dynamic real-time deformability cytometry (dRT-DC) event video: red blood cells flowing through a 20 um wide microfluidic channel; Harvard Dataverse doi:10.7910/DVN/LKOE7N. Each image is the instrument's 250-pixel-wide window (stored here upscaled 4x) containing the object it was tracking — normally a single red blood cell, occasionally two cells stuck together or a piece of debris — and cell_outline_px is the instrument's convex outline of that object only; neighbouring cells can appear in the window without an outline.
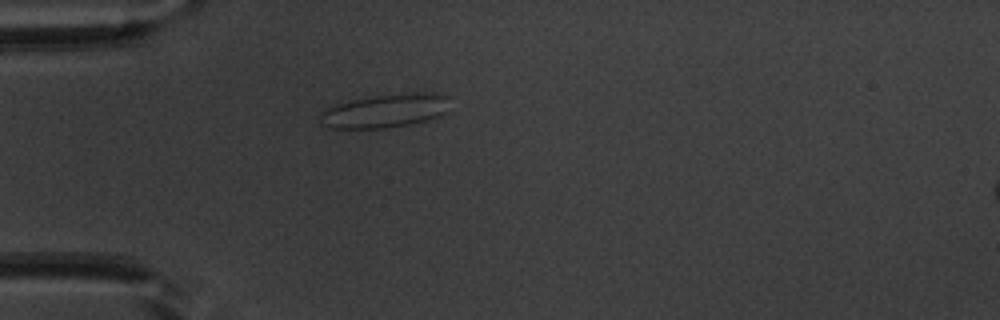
{"species": "common noctule bat (a hibernating species)", "species_latin": "Nyctalus noctula", "temperature_condition": "warm", "stored_images_in_passage": 12, "camera_frame_rate_fps": 3000, "um_per_image_px": 0.085, "animal": {"sex": "male", "body_mass_g": 20.1, "forearm_length_mm": 53.5}, "frame": {"image": 1, "passage_image": 1, "time_ms": 0.0, "image_size_px": [1000, 320], "cell_outline_px": [[448, 96], [444, 112], [440, 116], [408, 124], [384, 128], [328, 128], [320, 124], [320, 112], [336, 104], [352, 100], [376, 96], [412, 92], [432, 92]], "centroid_in_image_um": [32.69, 9.42], "position_along_channel_um": 52.3, "area_um2": 25.09}}
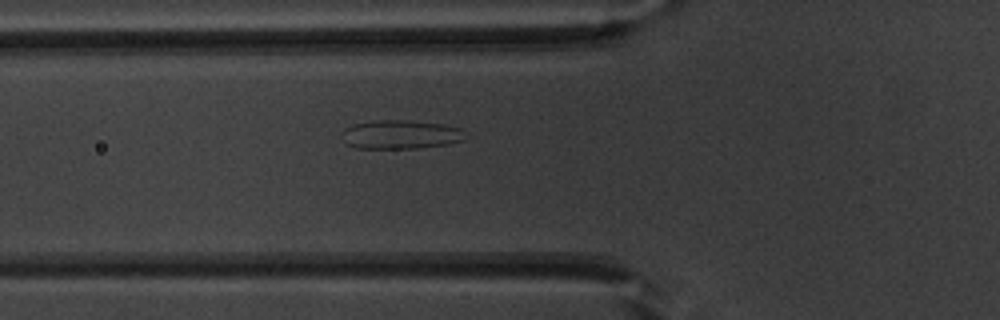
{"frame": {"image": 2, "passage_image": 5, "time_ms": 1.333, "image_size_px": [1000, 320], "cell_outline_px": [[464, 140], [448, 144], [416, 148], [356, 148], [348, 144], [340, 132], [344, 128], [352, 124], [372, 120], [400, 120], [444, 124], [460, 128]], "centroid_in_image_um": [33.99, 11.43], "position_along_channel_um": 91.8, "area_um2": 20.58}}
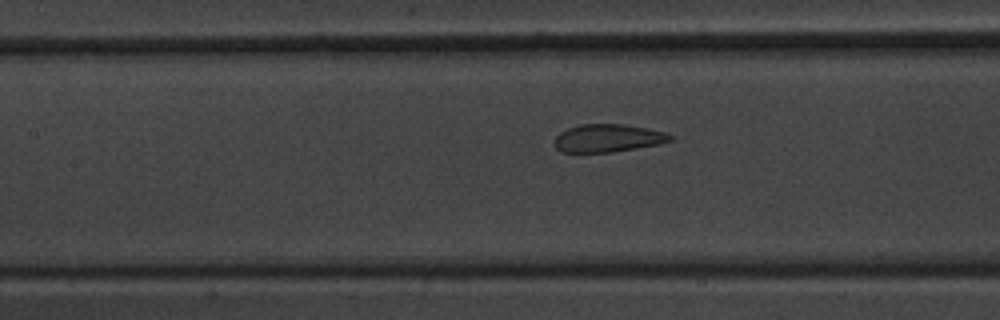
{"frame": {"image": 3, "passage_image": 10, "time_ms": 3.0, "image_size_px": [1000, 320], "cell_outline_px": [[672, 140], [660, 144], [612, 152], [560, 152], [556, 148], [556, 136], [560, 132], [568, 128], [580, 124], [624, 124], [648, 128], [664, 132], [672, 136]], "centroid_in_image_um": [51.68, 11.74], "position_along_channel_um": 155.7, "area_um2": 18.73}}